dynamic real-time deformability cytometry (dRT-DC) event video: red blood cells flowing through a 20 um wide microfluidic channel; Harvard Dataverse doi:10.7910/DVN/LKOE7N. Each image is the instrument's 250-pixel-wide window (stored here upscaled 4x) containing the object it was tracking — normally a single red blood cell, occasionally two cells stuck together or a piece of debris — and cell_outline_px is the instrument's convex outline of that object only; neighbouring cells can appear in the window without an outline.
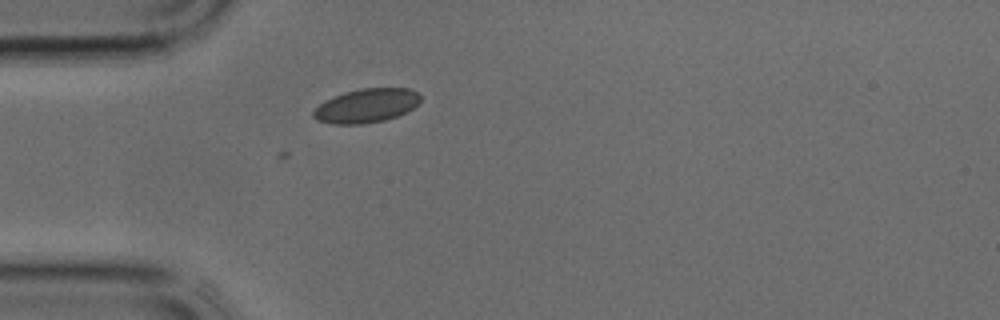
{"species": "common noctule bat (a hibernating species)", "species_latin": "Nyctalus noctula", "temperature_condition": "cold", "stored_images_in_passage": 25, "camera_frame_rate_fps": 3000, "um_per_image_px": 0.085, "animal": {"sex": "male", "body_mass_g": 17.9, "forearm_length_mm": 54.2}, "frame": {"image": 1, "passage_image": 2, "time_ms": 0.333, "image_size_px": [1000, 320], "cell_outline_px": [[420, 100], [412, 108], [396, 116], [384, 120], [360, 124], [332, 124], [316, 120], [312, 116], [312, 112], [320, 104], [344, 92], [360, 88], [408, 88], [416, 92], [420, 96]], "centroid_in_image_um": [31.12, 8.98], "position_along_channel_um": 53.9, "area_um2": 20.87}}
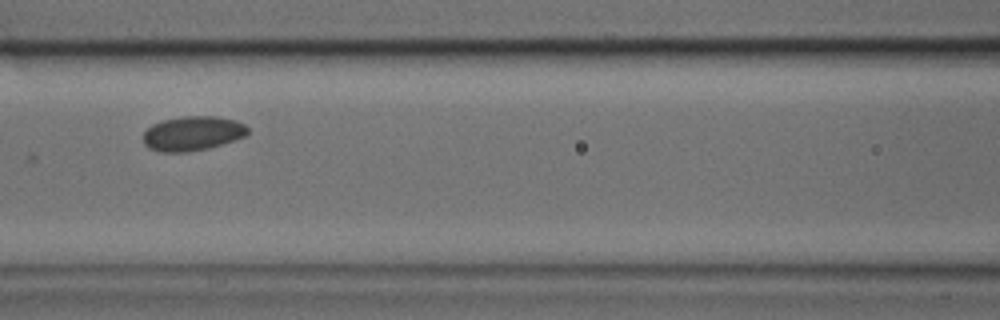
{"frame": {"image": 2, "passage_image": 8, "time_ms": 2.333, "image_size_px": [1000, 320], "cell_outline_px": [[248, 132], [244, 136], [208, 148], [188, 152], [160, 152], [148, 148], [144, 144], [144, 132], [152, 124], [164, 120], [184, 116], [216, 116], [236, 120], [244, 124], [248, 128]], "centroid_in_image_um": [16.35, 11.34], "position_along_channel_um": 150.3, "area_um2": 20.87}}
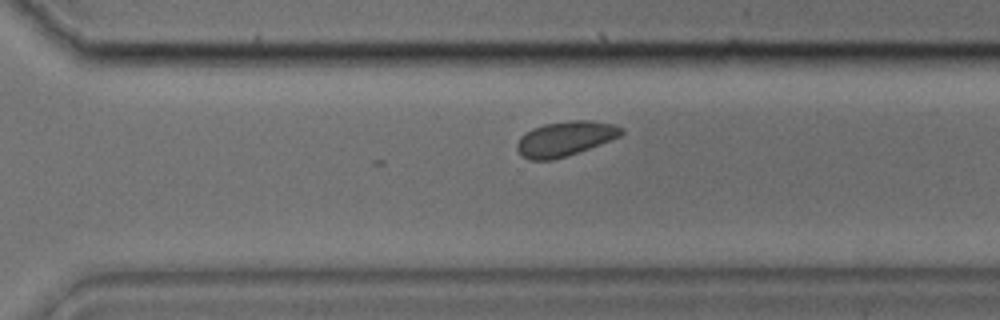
{"frame": {"image": 3, "passage_image": 18, "time_ms": 5.667, "image_size_px": [1000, 320], "cell_outline_px": [[624, 132], [620, 136], [568, 156], [552, 160], [528, 160], [520, 156], [516, 148], [516, 144], [520, 136], [524, 132], [532, 128], [544, 124], [568, 120], [592, 120], [612, 124], [624, 128]], "centroid_in_image_um": [47.99, 11.79], "position_along_channel_um": 322.6, "area_um2": 21.39}}